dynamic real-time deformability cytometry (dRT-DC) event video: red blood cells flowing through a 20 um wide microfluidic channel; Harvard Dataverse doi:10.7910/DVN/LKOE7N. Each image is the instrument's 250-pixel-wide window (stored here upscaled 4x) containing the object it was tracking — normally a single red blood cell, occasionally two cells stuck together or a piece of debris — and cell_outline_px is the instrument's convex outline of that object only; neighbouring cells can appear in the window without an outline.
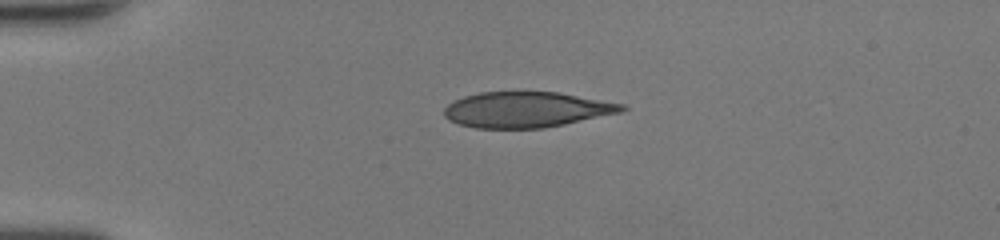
{"species": "human", "species_latin": "Homo sapiens", "temperature_condition": "room temperature", "stored_images_in_passage": 37, "camera_frame_rate_fps": 3000, "um_per_image_px": 0.085, "donor": {"sex": "female"}, "frame": {"image": 1, "passage_image": 1, "time_ms": 0.0, "image_size_px": [1000, 240], "cell_outline_px": [[628, 108], [620, 112], [564, 124], [544, 128], [476, 128], [460, 124], [448, 120], [444, 116], [444, 108], [452, 100], [464, 96], [480, 92], [560, 92], [624, 104]], "centroid_in_image_um": [44.72, 9.31], "position_along_channel_um": 40.3, "area_um2": 36.82}}
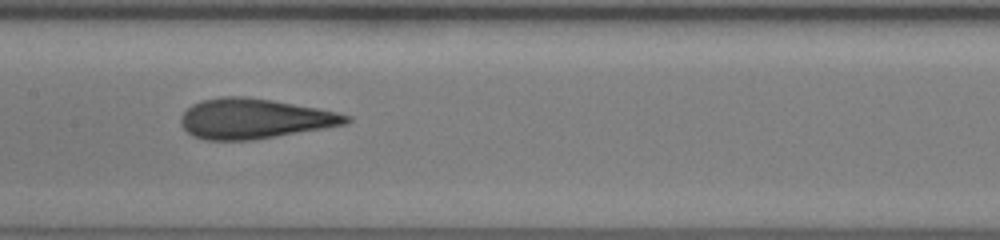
{"frame": {"image": 2, "passage_image": 14, "time_ms": 4.333, "image_size_px": [1000, 240], "cell_outline_px": [[352, 120], [348, 124], [252, 140], [204, 140], [192, 136], [180, 124], [180, 116], [192, 104], [200, 100], [220, 96], [244, 96], [272, 100], [316, 108], [336, 112], [352, 116]], "centroid_in_image_um": [21.59, 10.08], "position_along_channel_um": 185.8, "area_um2": 38.67}}
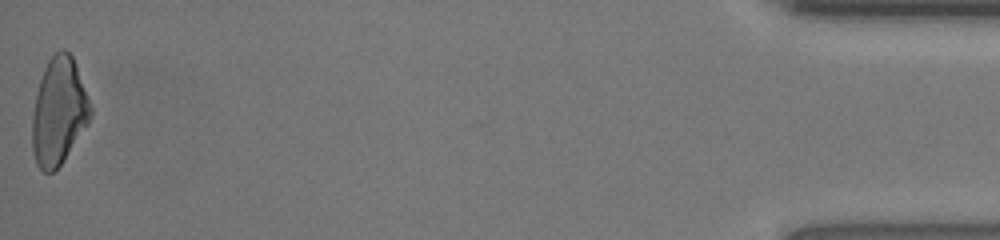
{"frame": {"image": 3, "passage_image": 37, "time_ms": 12.0, "image_size_px": [1000, 240], "cell_outline_px": [[92, 116], [88, 124], [64, 160], [52, 172], [44, 172], [36, 164], [32, 148], [32, 116], [36, 92], [44, 68], [48, 60], [56, 52], [64, 48], [72, 56], [76, 64], [92, 108]], "centroid_in_image_um": [5.0, 9.47], "position_along_channel_um": 430.2, "area_um2": 36.36}, "authors_computed_cell_mechanics": {"area_um2": 37.859, "velocity_mm_per_s": 4.3747, "shape_relaxation_time_tau1_ms": null, "shape_relaxation_time_tau2_ms": 1.0444, "deformation_change_tau1": null, "deformation_change_tau2": 0.0857}}